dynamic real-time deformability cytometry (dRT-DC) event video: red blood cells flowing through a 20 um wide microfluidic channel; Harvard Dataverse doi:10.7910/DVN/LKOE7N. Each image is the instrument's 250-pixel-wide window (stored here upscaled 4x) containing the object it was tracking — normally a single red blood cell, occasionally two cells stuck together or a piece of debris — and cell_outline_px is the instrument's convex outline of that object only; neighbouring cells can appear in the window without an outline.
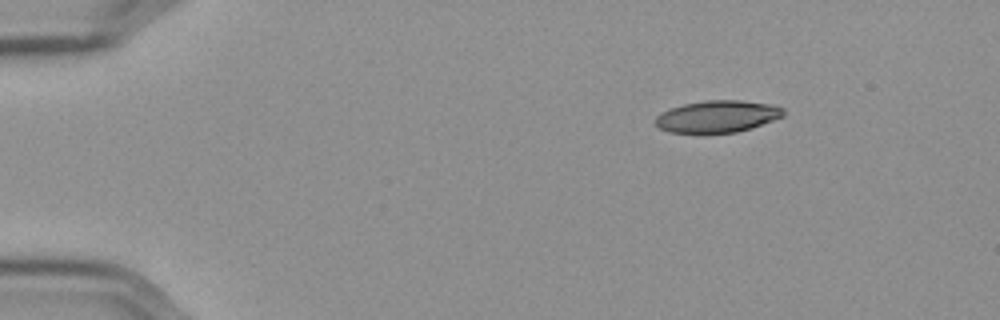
{"species": "Egyptian fruit bat (a non-hibernating species)", "species_latin": "Rousettus aegyptiacus", "temperature_condition": "cold", "stored_images_in_passage": 49, "camera_frame_rate_fps": 3000, "um_per_image_px": 0.085, "frame": {"image": 1, "passage_image": 1, "time_ms": 0.0, "image_size_px": [1000, 320], "cell_outline_px": [[784, 116], [752, 128], [736, 132], [668, 132], [660, 128], [652, 120], [660, 112], [684, 104], [704, 100], [740, 100], [768, 104], [784, 108]], "centroid_in_image_um": [60.96, 9.89], "position_along_channel_um": 24.0, "area_um2": 23.7}}
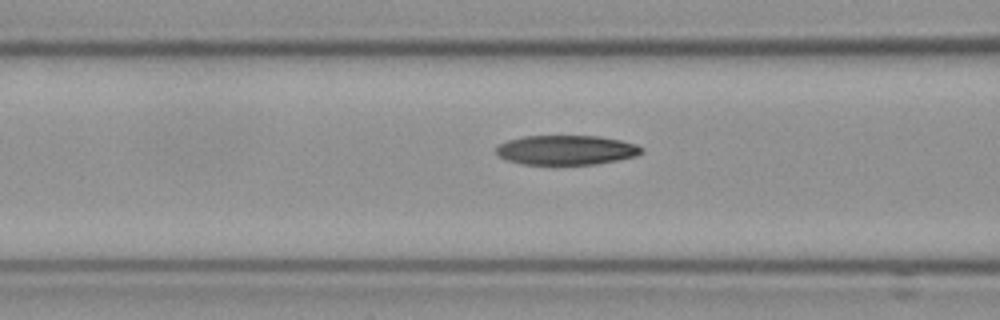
{"frame": {"image": 2, "passage_image": 16, "time_ms": 5.0, "image_size_px": [1000, 320], "cell_outline_px": [[644, 152], [636, 156], [596, 164], [556, 168], [552, 168], [524, 164], [508, 160], [500, 156], [496, 152], [496, 144], [508, 140], [524, 136], [600, 136], [620, 140], [636, 144], [644, 148]], "centroid_in_image_um": [48.12, 12.8], "position_along_channel_um": 118.5, "area_um2": 26.13}}
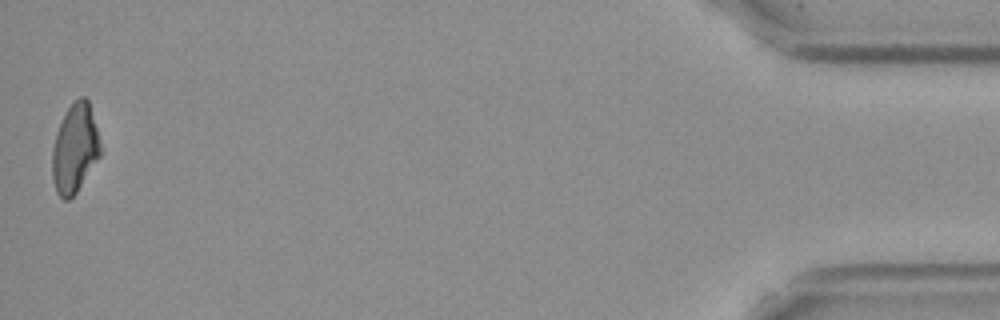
{"frame": {"image": 3, "passage_image": 49, "time_ms": 16.0, "image_size_px": [1000, 320], "cell_outline_px": [[100, 156], [76, 192], [68, 200], [64, 200], [56, 192], [52, 176], [52, 148], [56, 132], [68, 108], [80, 96], [84, 96], [88, 100], [96, 128], [100, 144]], "centroid_in_image_um": [6.34, 12.64], "position_along_channel_um": 428.9, "area_um2": 24.51}, "authors_computed_cell_mechanics": {"area_um2": 25.4898, "velocity_mm_per_s": 3.6024, "shape_relaxation_time_tau1_ms": 8.4649, "shape_relaxation_time_tau2_ms": 5.0333, "deformation_change_tau1": 0.2211, "deformation_change_tau2": 0.1082}}